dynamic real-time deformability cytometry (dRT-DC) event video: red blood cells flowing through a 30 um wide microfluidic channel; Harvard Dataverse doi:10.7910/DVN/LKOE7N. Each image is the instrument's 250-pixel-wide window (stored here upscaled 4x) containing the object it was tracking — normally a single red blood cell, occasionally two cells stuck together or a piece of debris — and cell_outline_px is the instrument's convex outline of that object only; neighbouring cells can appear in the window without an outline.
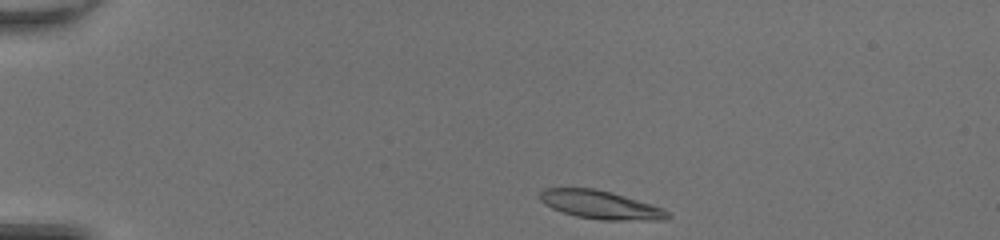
{"species": "common noctule bat (a hibernating species)", "species_latin": "Nyctalus noctula", "temperature_condition": "room temperature", "stored_images_in_passage": 40, "camera_frame_rate_fps": 3000, "um_per_image_px": 0.085, "animal": {"sex": "female", "body_mass_g": 20.0, "forearm_length_mm": 54.0}, "frame": {"image": 1, "passage_image": 1, "time_ms": 0.0, "image_size_px": [1000, 240], "cell_outline_px": [[672, 216], [664, 220], [600, 220], [576, 216], [552, 208], [544, 204], [540, 200], [540, 192], [544, 188], [596, 188], [612, 192], [652, 204], [664, 208]], "centroid_in_image_um": [51.07, 17.41], "position_along_channel_um": 33.9, "area_um2": 21.21}}
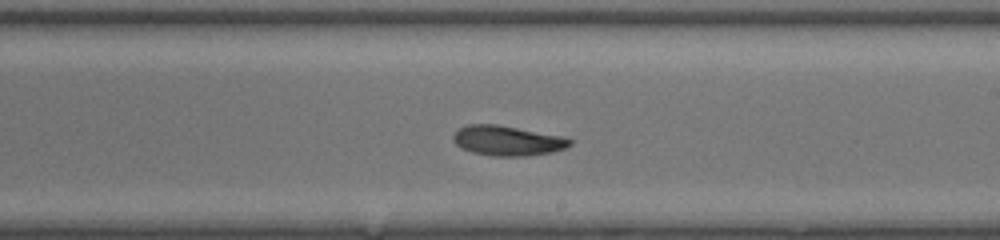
{"frame": {"image": 2, "passage_image": 21, "time_ms": 6.667, "image_size_px": [1000, 240], "cell_outline_px": [[572, 144], [564, 148], [552, 152], [528, 156], [492, 156], [472, 152], [460, 148], [452, 140], [452, 136], [460, 128], [468, 124], [496, 124], [564, 136], [572, 140]], "centroid_in_image_um": [43.13, 11.96], "position_along_channel_um": 245.9, "area_um2": 20.46}}
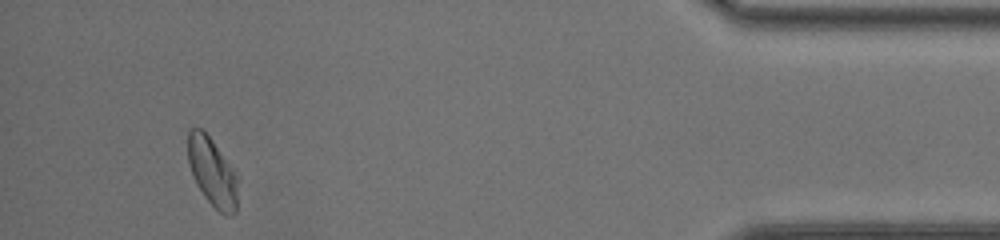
{"frame": {"image": 3, "passage_image": 37, "time_ms": 12.0, "image_size_px": [1000, 240], "cell_outline_px": [[240, 180], [236, 212], [232, 216], [224, 216], [204, 196], [196, 184], [188, 164], [188, 132], [192, 128], [200, 128], [212, 140], [240, 176]], "centroid_in_image_um": [18.11, 14.67], "position_along_channel_um": 417.1, "area_um2": 20.4}, "authors_computed_cell_mechanics": {"area_um2": 20.6346, "velocity_mm_per_s": 4.2664, "shape_relaxation_time_tau1_ms": 6.1578, "shape_relaxation_time_tau2_ms": null, "deformation_change_tau1": 0.1641, "deformation_change_tau2": null}}